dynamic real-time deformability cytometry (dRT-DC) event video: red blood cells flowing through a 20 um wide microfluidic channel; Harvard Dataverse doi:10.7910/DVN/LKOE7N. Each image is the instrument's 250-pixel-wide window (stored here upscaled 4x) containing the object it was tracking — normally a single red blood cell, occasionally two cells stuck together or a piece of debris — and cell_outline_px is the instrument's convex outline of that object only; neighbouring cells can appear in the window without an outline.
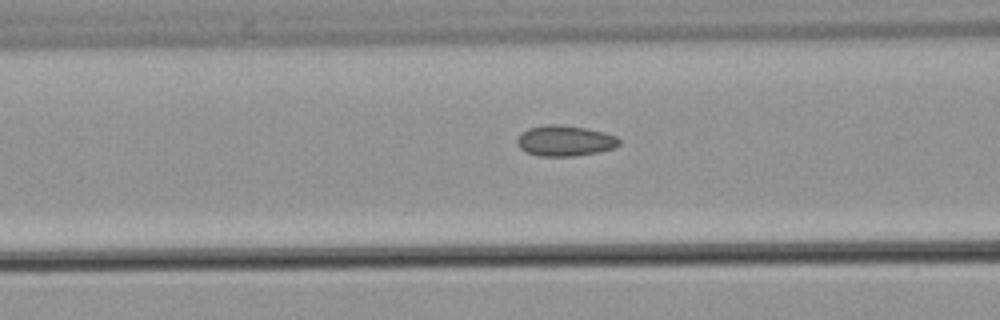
{"species": "common noctule bat (a hibernating species)", "species_latin": "Nyctalus noctula", "temperature_condition": "warm", "stored_images_in_passage": 3, "camera_frame_rate_fps": 3000, "um_per_image_px": 0.085, "animal": {"sex": "male", "body_mass_g": 21.5, "forearm_length_mm": 52.0}, "frame": {"image": 1, "passage_image": 3, "time_ms": 2.333, "image_size_px": [1000, 320], "cell_outline_px": [[620, 144], [612, 148], [596, 152], [576, 156], [540, 156], [528, 152], [520, 148], [516, 144], [516, 140], [528, 128], [548, 124], [560, 124], [584, 128], [604, 132], [616, 136], [620, 140]], "centroid_in_image_um": [48.01, 11.96], "position_along_channel_um": 118.6, "area_um2": 18.03}}